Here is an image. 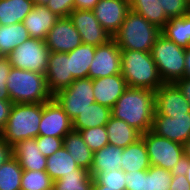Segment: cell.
Listing matches in <instances>:
<instances>
[{
  "mask_svg": "<svg viewBox=\"0 0 190 190\" xmlns=\"http://www.w3.org/2000/svg\"><path fill=\"white\" fill-rule=\"evenodd\" d=\"M108 134V143L125 148L141 138V133L123 120L111 116L105 125Z\"/></svg>",
  "mask_w": 190,
  "mask_h": 190,
  "instance_id": "obj_22",
  "label": "cell"
},
{
  "mask_svg": "<svg viewBox=\"0 0 190 190\" xmlns=\"http://www.w3.org/2000/svg\"><path fill=\"white\" fill-rule=\"evenodd\" d=\"M130 10L143 16L148 22L163 29L169 21L159 0H129Z\"/></svg>",
  "mask_w": 190,
  "mask_h": 190,
  "instance_id": "obj_28",
  "label": "cell"
},
{
  "mask_svg": "<svg viewBox=\"0 0 190 190\" xmlns=\"http://www.w3.org/2000/svg\"><path fill=\"white\" fill-rule=\"evenodd\" d=\"M53 185V180L45 170H23L21 190H44Z\"/></svg>",
  "mask_w": 190,
  "mask_h": 190,
  "instance_id": "obj_34",
  "label": "cell"
},
{
  "mask_svg": "<svg viewBox=\"0 0 190 190\" xmlns=\"http://www.w3.org/2000/svg\"><path fill=\"white\" fill-rule=\"evenodd\" d=\"M45 77L52 95L67 88L75 80L70 72V52H50Z\"/></svg>",
  "mask_w": 190,
  "mask_h": 190,
  "instance_id": "obj_16",
  "label": "cell"
},
{
  "mask_svg": "<svg viewBox=\"0 0 190 190\" xmlns=\"http://www.w3.org/2000/svg\"><path fill=\"white\" fill-rule=\"evenodd\" d=\"M44 190H56V189H55V187L52 185L51 187H48V188H46V189H44Z\"/></svg>",
  "mask_w": 190,
  "mask_h": 190,
  "instance_id": "obj_54",
  "label": "cell"
},
{
  "mask_svg": "<svg viewBox=\"0 0 190 190\" xmlns=\"http://www.w3.org/2000/svg\"><path fill=\"white\" fill-rule=\"evenodd\" d=\"M45 6L59 18H65L75 9V2L74 0H49Z\"/></svg>",
  "mask_w": 190,
  "mask_h": 190,
  "instance_id": "obj_41",
  "label": "cell"
},
{
  "mask_svg": "<svg viewBox=\"0 0 190 190\" xmlns=\"http://www.w3.org/2000/svg\"><path fill=\"white\" fill-rule=\"evenodd\" d=\"M155 113V91L127 87L112 108V116L141 134L151 130Z\"/></svg>",
  "mask_w": 190,
  "mask_h": 190,
  "instance_id": "obj_1",
  "label": "cell"
},
{
  "mask_svg": "<svg viewBox=\"0 0 190 190\" xmlns=\"http://www.w3.org/2000/svg\"><path fill=\"white\" fill-rule=\"evenodd\" d=\"M59 19L50 9L43 5H34L24 18L23 24L30 37L45 40L47 33Z\"/></svg>",
  "mask_w": 190,
  "mask_h": 190,
  "instance_id": "obj_20",
  "label": "cell"
},
{
  "mask_svg": "<svg viewBox=\"0 0 190 190\" xmlns=\"http://www.w3.org/2000/svg\"><path fill=\"white\" fill-rule=\"evenodd\" d=\"M111 116V108L93 102L72 121V128L79 132L91 127L105 126Z\"/></svg>",
  "mask_w": 190,
  "mask_h": 190,
  "instance_id": "obj_23",
  "label": "cell"
},
{
  "mask_svg": "<svg viewBox=\"0 0 190 190\" xmlns=\"http://www.w3.org/2000/svg\"><path fill=\"white\" fill-rule=\"evenodd\" d=\"M96 46L81 44L70 51V72L74 79L87 78Z\"/></svg>",
  "mask_w": 190,
  "mask_h": 190,
  "instance_id": "obj_31",
  "label": "cell"
},
{
  "mask_svg": "<svg viewBox=\"0 0 190 190\" xmlns=\"http://www.w3.org/2000/svg\"><path fill=\"white\" fill-rule=\"evenodd\" d=\"M23 22L0 25V56L7 57L10 52L29 38Z\"/></svg>",
  "mask_w": 190,
  "mask_h": 190,
  "instance_id": "obj_30",
  "label": "cell"
},
{
  "mask_svg": "<svg viewBox=\"0 0 190 190\" xmlns=\"http://www.w3.org/2000/svg\"><path fill=\"white\" fill-rule=\"evenodd\" d=\"M12 105L10 100H0V132L6 126Z\"/></svg>",
  "mask_w": 190,
  "mask_h": 190,
  "instance_id": "obj_43",
  "label": "cell"
},
{
  "mask_svg": "<svg viewBox=\"0 0 190 190\" xmlns=\"http://www.w3.org/2000/svg\"><path fill=\"white\" fill-rule=\"evenodd\" d=\"M161 33L184 49L190 47V12L182 17L170 18Z\"/></svg>",
  "mask_w": 190,
  "mask_h": 190,
  "instance_id": "obj_29",
  "label": "cell"
},
{
  "mask_svg": "<svg viewBox=\"0 0 190 190\" xmlns=\"http://www.w3.org/2000/svg\"><path fill=\"white\" fill-rule=\"evenodd\" d=\"M122 152L123 148L110 144L93 152V163L90 169L91 176L107 174L111 170L120 169Z\"/></svg>",
  "mask_w": 190,
  "mask_h": 190,
  "instance_id": "obj_24",
  "label": "cell"
},
{
  "mask_svg": "<svg viewBox=\"0 0 190 190\" xmlns=\"http://www.w3.org/2000/svg\"><path fill=\"white\" fill-rule=\"evenodd\" d=\"M50 50L45 40L29 37L7 56L11 67L46 74Z\"/></svg>",
  "mask_w": 190,
  "mask_h": 190,
  "instance_id": "obj_7",
  "label": "cell"
},
{
  "mask_svg": "<svg viewBox=\"0 0 190 190\" xmlns=\"http://www.w3.org/2000/svg\"><path fill=\"white\" fill-rule=\"evenodd\" d=\"M171 172L157 166H151L152 190H170Z\"/></svg>",
  "mask_w": 190,
  "mask_h": 190,
  "instance_id": "obj_39",
  "label": "cell"
},
{
  "mask_svg": "<svg viewBox=\"0 0 190 190\" xmlns=\"http://www.w3.org/2000/svg\"><path fill=\"white\" fill-rule=\"evenodd\" d=\"M121 74L128 87L156 91L164 83L150 52L121 49Z\"/></svg>",
  "mask_w": 190,
  "mask_h": 190,
  "instance_id": "obj_2",
  "label": "cell"
},
{
  "mask_svg": "<svg viewBox=\"0 0 190 190\" xmlns=\"http://www.w3.org/2000/svg\"><path fill=\"white\" fill-rule=\"evenodd\" d=\"M84 142L92 152L100 150L108 143V134L105 126L91 127L79 131Z\"/></svg>",
  "mask_w": 190,
  "mask_h": 190,
  "instance_id": "obj_35",
  "label": "cell"
},
{
  "mask_svg": "<svg viewBox=\"0 0 190 190\" xmlns=\"http://www.w3.org/2000/svg\"><path fill=\"white\" fill-rule=\"evenodd\" d=\"M11 64L8 57L0 56V100H10L6 79L10 73Z\"/></svg>",
  "mask_w": 190,
  "mask_h": 190,
  "instance_id": "obj_42",
  "label": "cell"
},
{
  "mask_svg": "<svg viewBox=\"0 0 190 190\" xmlns=\"http://www.w3.org/2000/svg\"><path fill=\"white\" fill-rule=\"evenodd\" d=\"M121 73V49L111 39L96 46L93 60L89 67L88 78L98 79Z\"/></svg>",
  "mask_w": 190,
  "mask_h": 190,
  "instance_id": "obj_10",
  "label": "cell"
},
{
  "mask_svg": "<svg viewBox=\"0 0 190 190\" xmlns=\"http://www.w3.org/2000/svg\"><path fill=\"white\" fill-rule=\"evenodd\" d=\"M92 190H125V188H108L107 186L100 185L94 179Z\"/></svg>",
  "mask_w": 190,
  "mask_h": 190,
  "instance_id": "obj_50",
  "label": "cell"
},
{
  "mask_svg": "<svg viewBox=\"0 0 190 190\" xmlns=\"http://www.w3.org/2000/svg\"><path fill=\"white\" fill-rule=\"evenodd\" d=\"M63 146L70 153L77 165L90 172L93 152L84 142L80 132L72 130L63 138Z\"/></svg>",
  "mask_w": 190,
  "mask_h": 190,
  "instance_id": "obj_25",
  "label": "cell"
},
{
  "mask_svg": "<svg viewBox=\"0 0 190 190\" xmlns=\"http://www.w3.org/2000/svg\"><path fill=\"white\" fill-rule=\"evenodd\" d=\"M190 165V158L183 155L180 160L175 164V166L171 169V175H186L187 167Z\"/></svg>",
  "mask_w": 190,
  "mask_h": 190,
  "instance_id": "obj_45",
  "label": "cell"
},
{
  "mask_svg": "<svg viewBox=\"0 0 190 190\" xmlns=\"http://www.w3.org/2000/svg\"><path fill=\"white\" fill-rule=\"evenodd\" d=\"M183 145H184V155L190 158V138Z\"/></svg>",
  "mask_w": 190,
  "mask_h": 190,
  "instance_id": "obj_51",
  "label": "cell"
},
{
  "mask_svg": "<svg viewBox=\"0 0 190 190\" xmlns=\"http://www.w3.org/2000/svg\"><path fill=\"white\" fill-rule=\"evenodd\" d=\"M190 112V103L175 83H163L155 91V113L180 116Z\"/></svg>",
  "mask_w": 190,
  "mask_h": 190,
  "instance_id": "obj_14",
  "label": "cell"
},
{
  "mask_svg": "<svg viewBox=\"0 0 190 190\" xmlns=\"http://www.w3.org/2000/svg\"><path fill=\"white\" fill-rule=\"evenodd\" d=\"M33 7L32 0H0V25L23 22Z\"/></svg>",
  "mask_w": 190,
  "mask_h": 190,
  "instance_id": "obj_27",
  "label": "cell"
},
{
  "mask_svg": "<svg viewBox=\"0 0 190 190\" xmlns=\"http://www.w3.org/2000/svg\"><path fill=\"white\" fill-rule=\"evenodd\" d=\"M53 98L73 121L79 113L95 102L93 79H75L67 88L58 91Z\"/></svg>",
  "mask_w": 190,
  "mask_h": 190,
  "instance_id": "obj_8",
  "label": "cell"
},
{
  "mask_svg": "<svg viewBox=\"0 0 190 190\" xmlns=\"http://www.w3.org/2000/svg\"><path fill=\"white\" fill-rule=\"evenodd\" d=\"M127 87L121 73L93 79L95 102L112 109Z\"/></svg>",
  "mask_w": 190,
  "mask_h": 190,
  "instance_id": "obj_18",
  "label": "cell"
},
{
  "mask_svg": "<svg viewBox=\"0 0 190 190\" xmlns=\"http://www.w3.org/2000/svg\"><path fill=\"white\" fill-rule=\"evenodd\" d=\"M129 10V0H99L93 8L95 17L111 37L120 29Z\"/></svg>",
  "mask_w": 190,
  "mask_h": 190,
  "instance_id": "obj_17",
  "label": "cell"
},
{
  "mask_svg": "<svg viewBox=\"0 0 190 190\" xmlns=\"http://www.w3.org/2000/svg\"><path fill=\"white\" fill-rule=\"evenodd\" d=\"M78 167L70 153L62 146L53 155L47 157L45 171L53 181H56L64 175L75 173V169Z\"/></svg>",
  "mask_w": 190,
  "mask_h": 190,
  "instance_id": "obj_26",
  "label": "cell"
},
{
  "mask_svg": "<svg viewBox=\"0 0 190 190\" xmlns=\"http://www.w3.org/2000/svg\"><path fill=\"white\" fill-rule=\"evenodd\" d=\"M147 148L151 166L171 171L184 155V145L160 137L151 130L141 134Z\"/></svg>",
  "mask_w": 190,
  "mask_h": 190,
  "instance_id": "obj_9",
  "label": "cell"
},
{
  "mask_svg": "<svg viewBox=\"0 0 190 190\" xmlns=\"http://www.w3.org/2000/svg\"><path fill=\"white\" fill-rule=\"evenodd\" d=\"M42 103H13L5 128L0 137L10 146L39 136Z\"/></svg>",
  "mask_w": 190,
  "mask_h": 190,
  "instance_id": "obj_4",
  "label": "cell"
},
{
  "mask_svg": "<svg viewBox=\"0 0 190 190\" xmlns=\"http://www.w3.org/2000/svg\"><path fill=\"white\" fill-rule=\"evenodd\" d=\"M150 166L147 148L142 138L123 149L120 169L125 173L147 170Z\"/></svg>",
  "mask_w": 190,
  "mask_h": 190,
  "instance_id": "obj_21",
  "label": "cell"
},
{
  "mask_svg": "<svg viewBox=\"0 0 190 190\" xmlns=\"http://www.w3.org/2000/svg\"><path fill=\"white\" fill-rule=\"evenodd\" d=\"M12 156V146L0 137V167Z\"/></svg>",
  "mask_w": 190,
  "mask_h": 190,
  "instance_id": "obj_46",
  "label": "cell"
},
{
  "mask_svg": "<svg viewBox=\"0 0 190 190\" xmlns=\"http://www.w3.org/2000/svg\"><path fill=\"white\" fill-rule=\"evenodd\" d=\"M170 190H190V183L185 175L173 176L170 184Z\"/></svg>",
  "mask_w": 190,
  "mask_h": 190,
  "instance_id": "obj_44",
  "label": "cell"
},
{
  "mask_svg": "<svg viewBox=\"0 0 190 190\" xmlns=\"http://www.w3.org/2000/svg\"><path fill=\"white\" fill-rule=\"evenodd\" d=\"M184 78H190V47L185 49V72Z\"/></svg>",
  "mask_w": 190,
  "mask_h": 190,
  "instance_id": "obj_49",
  "label": "cell"
},
{
  "mask_svg": "<svg viewBox=\"0 0 190 190\" xmlns=\"http://www.w3.org/2000/svg\"><path fill=\"white\" fill-rule=\"evenodd\" d=\"M45 43L50 52H70L82 44L81 36L69 17L59 18L47 33Z\"/></svg>",
  "mask_w": 190,
  "mask_h": 190,
  "instance_id": "obj_13",
  "label": "cell"
},
{
  "mask_svg": "<svg viewBox=\"0 0 190 190\" xmlns=\"http://www.w3.org/2000/svg\"><path fill=\"white\" fill-rule=\"evenodd\" d=\"M159 2L169 19L182 17L190 12V0H159Z\"/></svg>",
  "mask_w": 190,
  "mask_h": 190,
  "instance_id": "obj_37",
  "label": "cell"
},
{
  "mask_svg": "<svg viewBox=\"0 0 190 190\" xmlns=\"http://www.w3.org/2000/svg\"><path fill=\"white\" fill-rule=\"evenodd\" d=\"M32 1L34 5H43V6H45L49 2V0H32Z\"/></svg>",
  "mask_w": 190,
  "mask_h": 190,
  "instance_id": "obj_52",
  "label": "cell"
},
{
  "mask_svg": "<svg viewBox=\"0 0 190 190\" xmlns=\"http://www.w3.org/2000/svg\"><path fill=\"white\" fill-rule=\"evenodd\" d=\"M177 87L182 92L183 96L190 103V78H182L175 82Z\"/></svg>",
  "mask_w": 190,
  "mask_h": 190,
  "instance_id": "obj_47",
  "label": "cell"
},
{
  "mask_svg": "<svg viewBox=\"0 0 190 190\" xmlns=\"http://www.w3.org/2000/svg\"><path fill=\"white\" fill-rule=\"evenodd\" d=\"M151 131L160 137L184 144L190 138V112L172 117L154 114Z\"/></svg>",
  "mask_w": 190,
  "mask_h": 190,
  "instance_id": "obj_15",
  "label": "cell"
},
{
  "mask_svg": "<svg viewBox=\"0 0 190 190\" xmlns=\"http://www.w3.org/2000/svg\"><path fill=\"white\" fill-rule=\"evenodd\" d=\"M125 190H152L151 166L147 170L125 173Z\"/></svg>",
  "mask_w": 190,
  "mask_h": 190,
  "instance_id": "obj_36",
  "label": "cell"
},
{
  "mask_svg": "<svg viewBox=\"0 0 190 190\" xmlns=\"http://www.w3.org/2000/svg\"><path fill=\"white\" fill-rule=\"evenodd\" d=\"M150 53L164 83H175L177 80L184 78V48L169 40L161 33Z\"/></svg>",
  "mask_w": 190,
  "mask_h": 190,
  "instance_id": "obj_6",
  "label": "cell"
},
{
  "mask_svg": "<svg viewBox=\"0 0 190 190\" xmlns=\"http://www.w3.org/2000/svg\"><path fill=\"white\" fill-rule=\"evenodd\" d=\"M23 169L19 161L10 157L0 167V190H21V178Z\"/></svg>",
  "mask_w": 190,
  "mask_h": 190,
  "instance_id": "obj_33",
  "label": "cell"
},
{
  "mask_svg": "<svg viewBox=\"0 0 190 190\" xmlns=\"http://www.w3.org/2000/svg\"><path fill=\"white\" fill-rule=\"evenodd\" d=\"M35 140L39 150L45 157L53 155L63 146V138L39 135Z\"/></svg>",
  "mask_w": 190,
  "mask_h": 190,
  "instance_id": "obj_40",
  "label": "cell"
},
{
  "mask_svg": "<svg viewBox=\"0 0 190 190\" xmlns=\"http://www.w3.org/2000/svg\"><path fill=\"white\" fill-rule=\"evenodd\" d=\"M161 29L148 22L143 16L129 10L112 39L120 49L151 52Z\"/></svg>",
  "mask_w": 190,
  "mask_h": 190,
  "instance_id": "obj_5",
  "label": "cell"
},
{
  "mask_svg": "<svg viewBox=\"0 0 190 190\" xmlns=\"http://www.w3.org/2000/svg\"><path fill=\"white\" fill-rule=\"evenodd\" d=\"M68 17L79 32L83 44L99 46L112 39L100 25L93 10L74 9Z\"/></svg>",
  "mask_w": 190,
  "mask_h": 190,
  "instance_id": "obj_11",
  "label": "cell"
},
{
  "mask_svg": "<svg viewBox=\"0 0 190 190\" xmlns=\"http://www.w3.org/2000/svg\"><path fill=\"white\" fill-rule=\"evenodd\" d=\"M187 172H186V178H187V181L190 183V165H189V167H187V170H186Z\"/></svg>",
  "mask_w": 190,
  "mask_h": 190,
  "instance_id": "obj_53",
  "label": "cell"
},
{
  "mask_svg": "<svg viewBox=\"0 0 190 190\" xmlns=\"http://www.w3.org/2000/svg\"><path fill=\"white\" fill-rule=\"evenodd\" d=\"M100 185L108 188H125V172L122 169L111 170L107 174H96L93 177Z\"/></svg>",
  "mask_w": 190,
  "mask_h": 190,
  "instance_id": "obj_38",
  "label": "cell"
},
{
  "mask_svg": "<svg viewBox=\"0 0 190 190\" xmlns=\"http://www.w3.org/2000/svg\"><path fill=\"white\" fill-rule=\"evenodd\" d=\"M6 80L12 103H45L53 98L42 73L11 67Z\"/></svg>",
  "mask_w": 190,
  "mask_h": 190,
  "instance_id": "obj_3",
  "label": "cell"
},
{
  "mask_svg": "<svg viewBox=\"0 0 190 190\" xmlns=\"http://www.w3.org/2000/svg\"><path fill=\"white\" fill-rule=\"evenodd\" d=\"M72 130L71 119L54 98L42 103L39 135L64 138Z\"/></svg>",
  "mask_w": 190,
  "mask_h": 190,
  "instance_id": "obj_12",
  "label": "cell"
},
{
  "mask_svg": "<svg viewBox=\"0 0 190 190\" xmlns=\"http://www.w3.org/2000/svg\"><path fill=\"white\" fill-rule=\"evenodd\" d=\"M75 9L79 10H93L99 0H74Z\"/></svg>",
  "mask_w": 190,
  "mask_h": 190,
  "instance_id": "obj_48",
  "label": "cell"
},
{
  "mask_svg": "<svg viewBox=\"0 0 190 190\" xmlns=\"http://www.w3.org/2000/svg\"><path fill=\"white\" fill-rule=\"evenodd\" d=\"M12 154L23 170L42 171L46 169L47 157L39 150L35 138L17 142L12 146Z\"/></svg>",
  "mask_w": 190,
  "mask_h": 190,
  "instance_id": "obj_19",
  "label": "cell"
},
{
  "mask_svg": "<svg viewBox=\"0 0 190 190\" xmlns=\"http://www.w3.org/2000/svg\"><path fill=\"white\" fill-rule=\"evenodd\" d=\"M94 178L88 170L78 167L75 173L64 175L61 179L53 181L56 190H92Z\"/></svg>",
  "mask_w": 190,
  "mask_h": 190,
  "instance_id": "obj_32",
  "label": "cell"
}]
</instances>
